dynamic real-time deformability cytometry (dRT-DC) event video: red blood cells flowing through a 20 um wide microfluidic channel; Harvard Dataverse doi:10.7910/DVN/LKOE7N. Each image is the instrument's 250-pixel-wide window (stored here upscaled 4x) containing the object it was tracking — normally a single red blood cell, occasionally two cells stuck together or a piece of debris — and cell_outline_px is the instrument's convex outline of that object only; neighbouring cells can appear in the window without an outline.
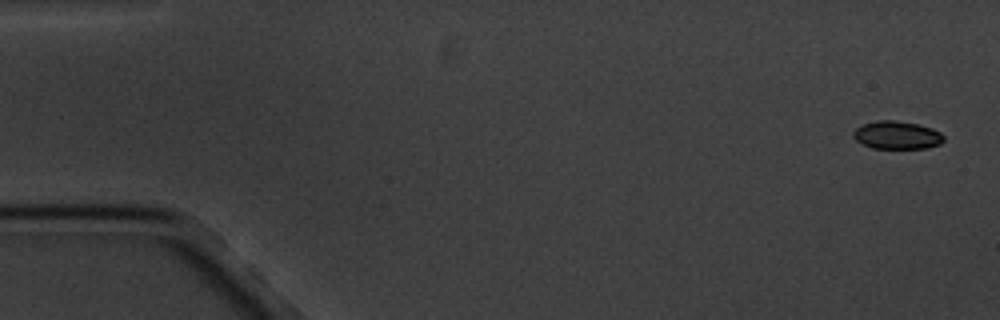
{"species": "common noctule bat (a hibernating species)", "species_latin": "Nyctalus noctula", "temperature_condition": "cold", "stored_images_in_passage": 5, "camera_frame_rate_fps": 3000, "um_per_image_px": 0.085, "animal": {"sex": "male", "body_mass_g": 20.1, "forearm_length_mm": 53.5}, "frame": {"image": 1, "passage_image": 1, "time_ms": 0.0, "image_size_px": [1000, 320], "cell_outline_px": [[944, 140], [940, 144], [928, 148], [872, 148], [856, 140], [852, 136], [852, 132], [856, 128], [864, 124], [876, 120], [896, 120], [916, 124], [932, 128], [940, 132], [944, 136]], "centroid_in_image_um": [76.24, 11.48], "position_along_channel_um": 8.8, "area_um2": 14.74}}
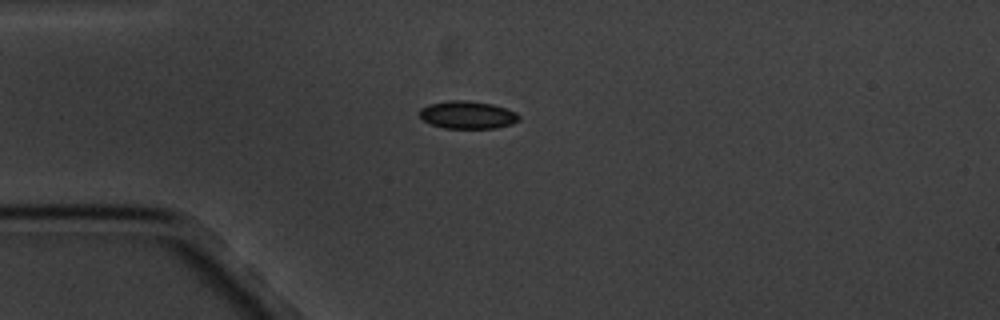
{"frame": {"image": 2, "passage_image": 4, "time_ms": 4.333, "image_size_px": [1000, 320], "cell_outline_px": [[520, 120], [512, 124], [496, 128], [444, 128], [432, 124], [424, 120], [420, 116], [420, 108], [428, 104], [448, 100], [468, 100], [492, 104], [516, 112], [520, 116]], "centroid_in_image_um": [39.75, 9.76], "position_along_channel_um": 45.3, "area_um2": 16.07}}